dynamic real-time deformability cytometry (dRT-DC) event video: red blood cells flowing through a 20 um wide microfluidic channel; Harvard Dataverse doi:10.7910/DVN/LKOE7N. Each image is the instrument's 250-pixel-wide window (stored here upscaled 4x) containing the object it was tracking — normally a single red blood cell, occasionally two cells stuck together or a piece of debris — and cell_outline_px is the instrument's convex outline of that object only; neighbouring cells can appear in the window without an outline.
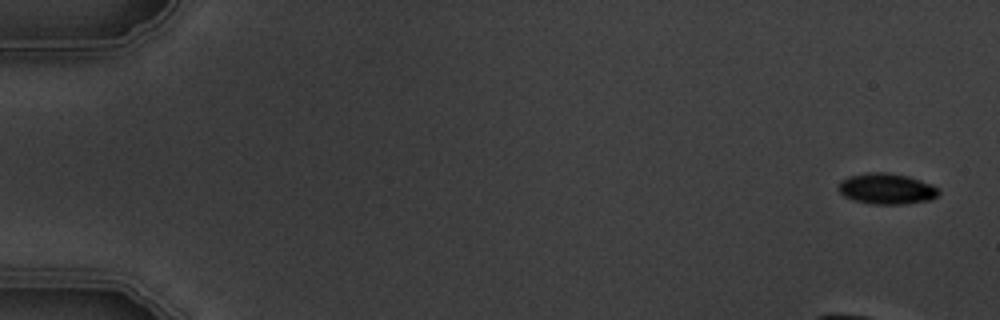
{"species": "common noctule bat (a hibernating species)", "species_latin": "Nyctalus noctula", "temperature_condition": "warm", "stored_images_in_passage": 14, "camera_frame_rate_fps": 3000, "um_per_image_px": 0.085, "animal": {"sex": "male", "body_mass_g": 19.5, "forearm_length_mm": 54.6}, "frame": {"image": 1, "passage_image": 1, "time_ms": 0.0, "image_size_px": [1000, 320], "cell_outline_px": [[940, 192], [936, 196], [928, 200], [904, 204], [872, 204], [852, 200], [844, 196], [836, 188], [840, 180], [848, 176], [868, 172], [884, 172], [908, 176], [932, 184], [940, 188]], "centroid_in_image_um": [75.33, 16.04], "position_along_channel_um": 9.7, "area_um2": 18.21}}